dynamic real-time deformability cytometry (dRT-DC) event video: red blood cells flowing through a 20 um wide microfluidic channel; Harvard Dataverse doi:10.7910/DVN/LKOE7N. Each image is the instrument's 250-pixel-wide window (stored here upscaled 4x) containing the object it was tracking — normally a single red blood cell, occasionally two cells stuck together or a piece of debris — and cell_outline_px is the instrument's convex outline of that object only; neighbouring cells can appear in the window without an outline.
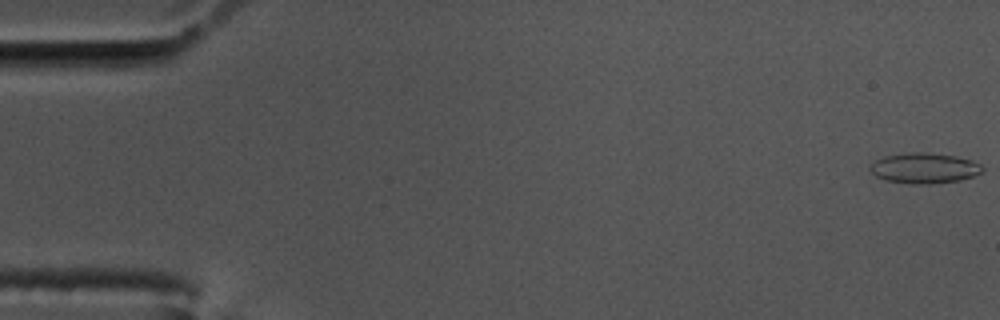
{"species": "common noctule bat (a hibernating species)", "species_latin": "Nyctalus noctula", "temperature_condition": "cold", "stored_images_in_passage": 17, "camera_frame_rate_fps": 3000, "um_per_image_px": 0.085, "animal": {"sex": "male", "body_mass_g": 17.5, "forearm_length_mm": 52.3}, "frame": {"image": 1, "passage_image": 1, "time_ms": 0.0, "image_size_px": [1000, 320], "cell_outline_px": [[984, 172], [960, 180], [928, 184], [912, 184], [884, 180], [876, 176], [868, 168], [876, 160], [884, 156], [912, 152], [928, 152], [956, 156], [972, 160], [980, 164], [984, 168]], "centroid_in_image_um": [78.58, 14.29], "position_along_channel_um": 6.4, "area_um2": 20.0}}